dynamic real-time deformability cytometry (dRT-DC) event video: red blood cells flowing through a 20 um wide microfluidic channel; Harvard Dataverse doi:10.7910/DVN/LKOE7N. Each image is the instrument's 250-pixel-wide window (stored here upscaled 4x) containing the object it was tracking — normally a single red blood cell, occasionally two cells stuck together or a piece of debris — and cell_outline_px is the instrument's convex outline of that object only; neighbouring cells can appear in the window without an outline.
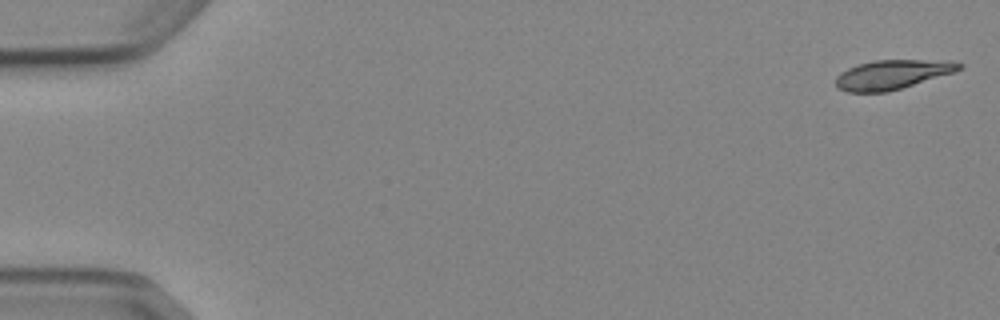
{"species": "Egyptian fruit bat (a non-hibernating species)", "species_latin": "Rousettus aegyptiacus", "temperature_condition": "cold", "stored_images_in_passage": 6, "camera_frame_rate_fps": 3000, "um_per_image_px": 0.085, "animal": {"sex": "female"}, "frame": {"image": 1, "passage_image": 1, "time_ms": 0.0, "image_size_px": [1000, 320], "cell_outline_px": [[964, 68], [952, 72], [888, 92], [848, 92], [836, 88], [836, 76], [840, 72], [848, 68], [872, 60], [952, 60], [964, 64]], "centroid_in_image_um": [75.83, 6.32], "position_along_channel_um": 9.2, "area_um2": 21.04}}
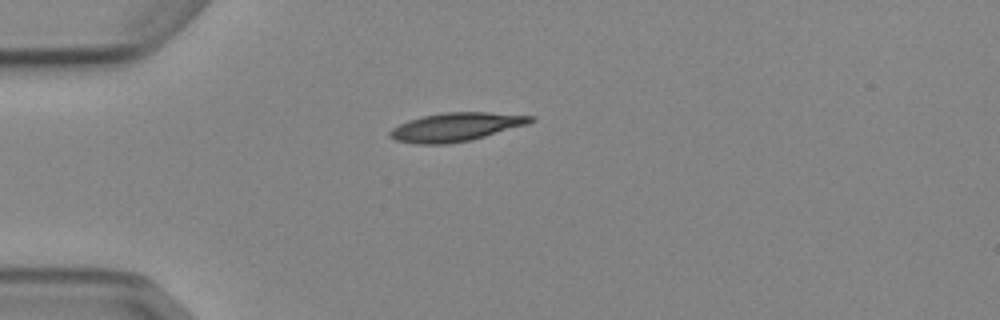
{"frame": {"image": 2, "passage_image": 4, "time_ms": 4.333, "image_size_px": [1000, 320], "cell_outline_px": [[536, 120], [528, 124], [472, 140], [448, 144], [416, 144], [396, 140], [388, 136], [388, 132], [392, 128], [408, 120], [424, 116], [444, 112], [488, 112], [536, 116]], "centroid_in_image_um": [38.78, 10.79], "position_along_channel_um": 46.2, "area_um2": 23.52}}
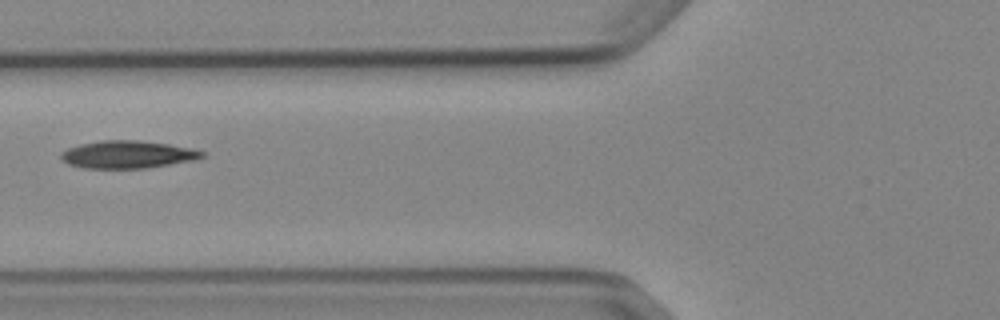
{"frame": {"image": 3, "passage_image": 6, "time_ms": 6.667, "image_size_px": [1000, 320], "cell_outline_px": [[204, 156], [192, 160], [144, 168], [84, 168], [68, 164], [60, 156], [60, 152], [68, 148], [80, 144], [100, 140], [140, 140], [168, 144], [192, 148], [204, 152]], "centroid_in_image_um": [10.8, 13.12], "position_along_channel_um": 115.0, "area_um2": 22.48}}